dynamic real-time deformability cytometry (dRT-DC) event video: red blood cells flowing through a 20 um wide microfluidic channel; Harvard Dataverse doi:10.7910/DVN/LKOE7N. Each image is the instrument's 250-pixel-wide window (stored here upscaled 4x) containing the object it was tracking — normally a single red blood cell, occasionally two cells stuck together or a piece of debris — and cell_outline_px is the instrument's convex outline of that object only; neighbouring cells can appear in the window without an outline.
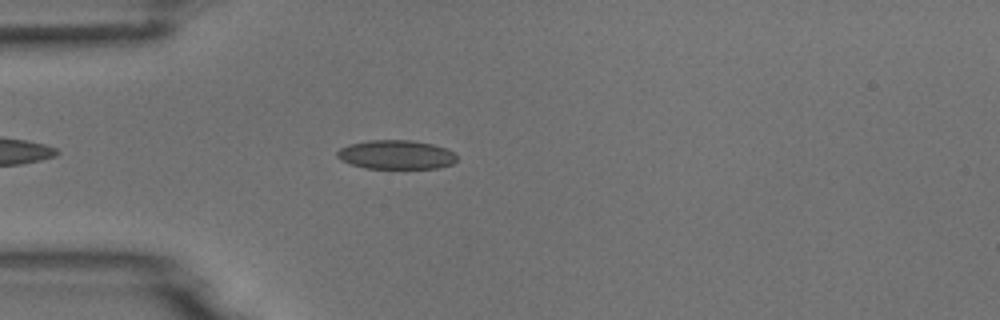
{"species": "common noctule bat (a hibernating species)", "species_latin": "Nyctalus noctula", "temperature_condition": "room temperature", "stored_images_in_passage": 5, "camera_frame_rate_fps": 3000, "um_per_image_px": 0.085, "animal": {"sex": "male", "body_mass_g": 18.8}, "frame": {"image": 1, "passage_image": 5, "time_ms": 4.333, "image_size_px": [1000, 320], "cell_outline_px": [[456, 160], [452, 164], [440, 168], [364, 168], [340, 160], [336, 156], [336, 152], [340, 148], [348, 144], [368, 140], [412, 140], [432, 144], [444, 148], [452, 152], [456, 156]], "centroid_in_image_um": [33.63, 13.14], "position_along_channel_um": 51.4, "area_um2": 20.23}}